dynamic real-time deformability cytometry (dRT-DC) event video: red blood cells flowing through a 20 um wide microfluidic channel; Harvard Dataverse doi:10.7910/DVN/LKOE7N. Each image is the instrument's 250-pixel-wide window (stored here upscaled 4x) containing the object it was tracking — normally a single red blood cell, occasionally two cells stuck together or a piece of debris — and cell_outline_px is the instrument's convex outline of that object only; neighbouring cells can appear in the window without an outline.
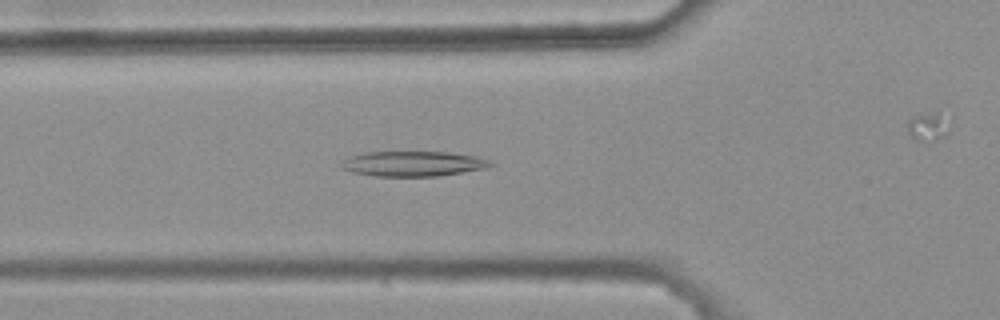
{"species": "common noctule bat (a hibernating species)", "species_latin": "Nyctalus noctula", "temperature_condition": "warm", "stored_images_in_passage": 43, "camera_frame_rate_fps": 3000, "um_per_image_px": 0.085, "animal": {"sex": "female", "body_mass_g": 25.1}, "frame": {"image": 1, "passage_image": 18, "time_ms": 5.667, "image_size_px": [1000, 320], "cell_outline_px": [[492, 164], [488, 168], [436, 176], [372, 176], [352, 172], [344, 168], [340, 164], [348, 156], [368, 152], [448, 152], [472, 156], [488, 160]], "centroid_in_image_um": [35.07, 13.92], "position_along_channel_um": 90.7, "area_um2": 21.56}}
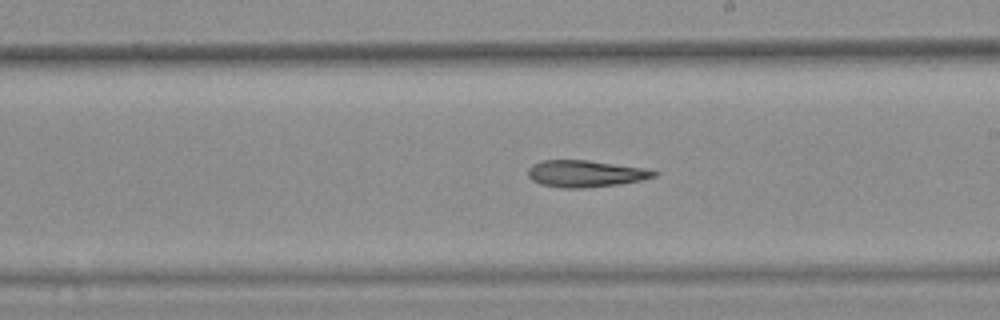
{"frame": {"image": 2, "passage_image": 30, "time_ms": 9.667, "image_size_px": [1000, 320], "cell_outline_px": [[660, 172], [656, 176], [640, 180], [620, 184], [584, 188], [560, 188], [540, 184], [532, 180], [528, 176], [528, 168], [532, 164], [540, 160], [588, 160], [644, 168]], "centroid_in_image_um": [49.73, 14.76], "position_along_channel_um": 239.3, "area_um2": 19.77}}
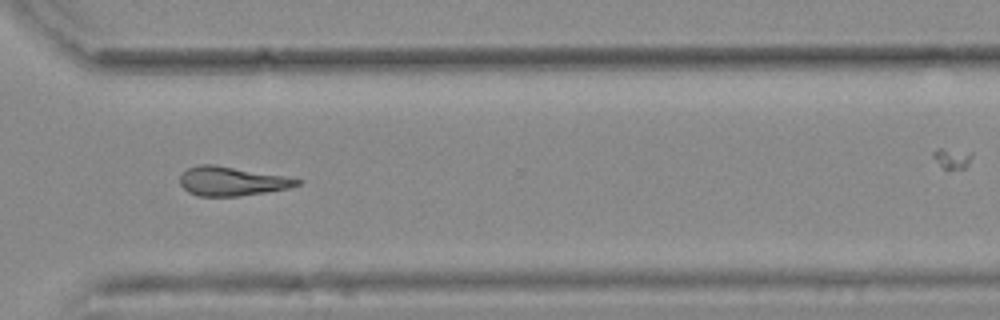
{"frame": {"image": 3, "passage_image": 39, "time_ms": 12.667, "image_size_px": [1000, 320], "cell_outline_px": [[304, 180], [300, 184], [288, 188], [264, 192], [236, 196], [196, 196], [188, 192], [180, 184], [180, 176], [188, 168], [200, 164], [212, 164], [284, 176]], "centroid_in_image_um": [19.68, 15.4], "position_along_channel_um": 350.9, "area_um2": 19.59}}